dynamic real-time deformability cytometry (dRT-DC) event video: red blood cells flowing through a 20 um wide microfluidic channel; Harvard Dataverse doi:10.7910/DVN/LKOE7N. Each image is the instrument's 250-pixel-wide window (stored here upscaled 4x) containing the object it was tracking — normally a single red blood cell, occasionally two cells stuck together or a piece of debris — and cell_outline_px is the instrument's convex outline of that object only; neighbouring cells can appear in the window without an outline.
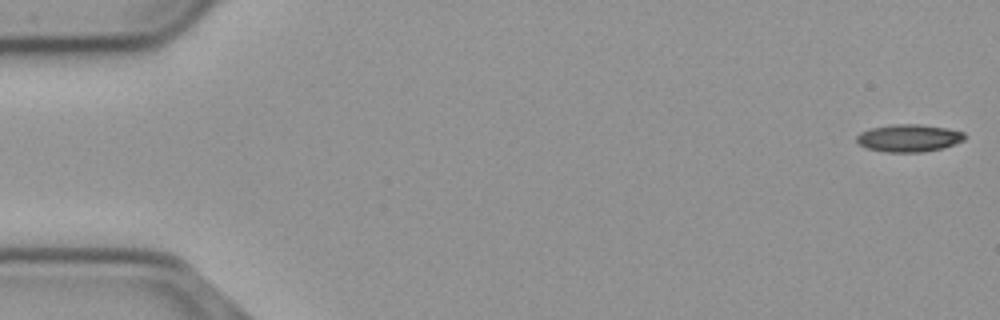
{"species": "common noctule bat (a hibernating species)", "species_latin": "Nyctalus noctula", "temperature_condition": "cold", "stored_images_in_passage": 14, "camera_frame_rate_fps": 3000, "um_per_image_px": 0.085, "animal": {"sex": "male", "body_mass_g": 23.1, "forearm_length_mm": 52.7}, "frame": {"image": 1, "passage_image": 1, "time_ms": 0.0, "image_size_px": [1000, 320], "cell_outline_px": [[968, 136], [964, 140], [940, 148], [924, 152], [884, 152], [868, 148], [860, 144], [856, 140], [856, 136], [860, 132], [872, 128], [896, 124], [920, 124], [948, 128], [964, 132]], "centroid_in_image_um": [77.27, 11.73], "position_along_channel_um": 7.7, "area_um2": 17.22}}